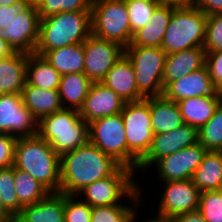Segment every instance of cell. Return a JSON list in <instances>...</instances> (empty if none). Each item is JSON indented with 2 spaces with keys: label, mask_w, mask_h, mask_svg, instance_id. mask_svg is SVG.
<instances>
[{
  "label": "cell",
  "mask_w": 222,
  "mask_h": 222,
  "mask_svg": "<svg viewBox=\"0 0 222 222\" xmlns=\"http://www.w3.org/2000/svg\"><path fill=\"white\" fill-rule=\"evenodd\" d=\"M221 102L222 95H209L182 99L176 103L184 124L199 130L213 116L214 111Z\"/></svg>",
  "instance_id": "24"
},
{
  "label": "cell",
  "mask_w": 222,
  "mask_h": 222,
  "mask_svg": "<svg viewBox=\"0 0 222 222\" xmlns=\"http://www.w3.org/2000/svg\"><path fill=\"white\" fill-rule=\"evenodd\" d=\"M91 24V11L61 12L41 18L34 53L43 56L51 49L83 43L91 34Z\"/></svg>",
  "instance_id": "3"
},
{
  "label": "cell",
  "mask_w": 222,
  "mask_h": 222,
  "mask_svg": "<svg viewBox=\"0 0 222 222\" xmlns=\"http://www.w3.org/2000/svg\"><path fill=\"white\" fill-rule=\"evenodd\" d=\"M42 0H28L29 3L34 4L35 6H37Z\"/></svg>",
  "instance_id": "50"
},
{
  "label": "cell",
  "mask_w": 222,
  "mask_h": 222,
  "mask_svg": "<svg viewBox=\"0 0 222 222\" xmlns=\"http://www.w3.org/2000/svg\"><path fill=\"white\" fill-rule=\"evenodd\" d=\"M206 20L207 15L192 4L174 6L161 48L166 54H172L189 48L203 47Z\"/></svg>",
  "instance_id": "5"
},
{
  "label": "cell",
  "mask_w": 222,
  "mask_h": 222,
  "mask_svg": "<svg viewBox=\"0 0 222 222\" xmlns=\"http://www.w3.org/2000/svg\"><path fill=\"white\" fill-rule=\"evenodd\" d=\"M192 180L200 192L222 190V151H207Z\"/></svg>",
  "instance_id": "29"
},
{
  "label": "cell",
  "mask_w": 222,
  "mask_h": 222,
  "mask_svg": "<svg viewBox=\"0 0 222 222\" xmlns=\"http://www.w3.org/2000/svg\"><path fill=\"white\" fill-rule=\"evenodd\" d=\"M37 8L41 19L61 12L91 11L92 0H42Z\"/></svg>",
  "instance_id": "36"
},
{
  "label": "cell",
  "mask_w": 222,
  "mask_h": 222,
  "mask_svg": "<svg viewBox=\"0 0 222 222\" xmlns=\"http://www.w3.org/2000/svg\"><path fill=\"white\" fill-rule=\"evenodd\" d=\"M205 65L214 87L222 92V50L206 52Z\"/></svg>",
  "instance_id": "40"
},
{
  "label": "cell",
  "mask_w": 222,
  "mask_h": 222,
  "mask_svg": "<svg viewBox=\"0 0 222 222\" xmlns=\"http://www.w3.org/2000/svg\"><path fill=\"white\" fill-rule=\"evenodd\" d=\"M21 96L23 104L37 121L63 109L58 90L41 89L26 83Z\"/></svg>",
  "instance_id": "25"
},
{
  "label": "cell",
  "mask_w": 222,
  "mask_h": 222,
  "mask_svg": "<svg viewBox=\"0 0 222 222\" xmlns=\"http://www.w3.org/2000/svg\"><path fill=\"white\" fill-rule=\"evenodd\" d=\"M15 192L23 205L36 204L43 200L50 191L26 171L14 167Z\"/></svg>",
  "instance_id": "31"
},
{
  "label": "cell",
  "mask_w": 222,
  "mask_h": 222,
  "mask_svg": "<svg viewBox=\"0 0 222 222\" xmlns=\"http://www.w3.org/2000/svg\"><path fill=\"white\" fill-rule=\"evenodd\" d=\"M120 166L88 141L60 156V192L77 195L89 184L112 175Z\"/></svg>",
  "instance_id": "1"
},
{
  "label": "cell",
  "mask_w": 222,
  "mask_h": 222,
  "mask_svg": "<svg viewBox=\"0 0 222 222\" xmlns=\"http://www.w3.org/2000/svg\"><path fill=\"white\" fill-rule=\"evenodd\" d=\"M159 4L173 5V6H187L192 3V0H156Z\"/></svg>",
  "instance_id": "46"
},
{
  "label": "cell",
  "mask_w": 222,
  "mask_h": 222,
  "mask_svg": "<svg viewBox=\"0 0 222 222\" xmlns=\"http://www.w3.org/2000/svg\"><path fill=\"white\" fill-rule=\"evenodd\" d=\"M40 16L37 6L27 2L12 18L6 31L0 29V39L14 51L34 53L39 39Z\"/></svg>",
  "instance_id": "11"
},
{
  "label": "cell",
  "mask_w": 222,
  "mask_h": 222,
  "mask_svg": "<svg viewBox=\"0 0 222 222\" xmlns=\"http://www.w3.org/2000/svg\"><path fill=\"white\" fill-rule=\"evenodd\" d=\"M89 142L129 168V149L121 113L95 119L88 123Z\"/></svg>",
  "instance_id": "10"
},
{
  "label": "cell",
  "mask_w": 222,
  "mask_h": 222,
  "mask_svg": "<svg viewBox=\"0 0 222 222\" xmlns=\"http://www.w3.org/2000/svg\"><path fill=\"white\" fill-rule=\"evenodd\" d=\"M24 5H11L0 7V29L6 31V27Z\"/></svg>",
  "instance_id": "43"
},
{
  "label": "cell",
  "mask_w": 222,
  "mask_h": 222,
  "mask_svg": "<svg viewBox=\"0 0 222 222\" xmlns=\"http://www.w3.org/2000/svg\"><path fill=\"white\" fill-rule=\"evenodd\" d=\"M91 33L126 48L131 43L130 20L124 0H92Z\"/></svg>",
  "instance_id": "8"
},
{
  "label": "cell",
  "mask_w": 222,
  "mask_h": 222,
  "mask_svg": "<svg viewBox=\"0 0 222 222\" xmlns=\"http://www.w3.org/2000/svg\"><path fill=\"white\" fill-rule=\"evenodd\" d=\"M207 149L199 142L193 146L181 149L173 154L162 157L152 166L155 168L160 182L192 179L200 165Z\"/></svg>",
  "instance_id": "14"
},
{
  "label": "cell",
  "mask_w": 222,
  "mask_h": 222,
  "mask_svg": "<svg viewBox=\"0 0 222 222\" xmlns=\"http://www.w3.org/2000/svg\"><path fill=\"white\" fill-rule=\"evenodd\" d=\"M0 222H15V218L4 208L0 199Z\"/></svg>",
  "instance_id": "47"
},
{
  "label": "cell",
  "mask_w": 222,
  "mask_h": 222,
  "mask_svg": "<svg viewBox=\"0 0 222 222\" xmlns=\"http://www.w3.org/2000/svg\"><path fill=\"white\" fill-rule=\"evenodd\" d=\"M14 52L15 51L12 49V47L9 45V43L0 39V59L7 57Z\"/></svg>",
  "instance_id": "45"
},
{
  "label": "cell",
  "mask_w": 222,
  "mask_h": 222,
  "mask_svg": "<svg viewBox=\"0 0 222 222\" xmlns=\"http://www.w3.org/2000/svg\"><path fill=\"white\" fill-rule=\"evenodd\" d=\"M203 48L206 52L222 50V14L207 16Z\"/></svg>",
  "instance_id": "39"
},
{
  "label": "cell",
  "mask_w": 222,
  "mask_h": 222,
  "mask_svg": "<svg viewBox=\"0 0 222 222\" xmlns=\"http://www.w3.org/2000/svg\"><path fill=\"white\" fill-rule=\"evenodd\" d=\"M206 63V50L203 47L185 49L166 54L162 82L164 89L175 80L191 73Z\"/></svg>",
  "instance_id": "19"
},
{
  "label": "cell",
  "mask_w": 222,
  "mask_h": 222,
  "mask_svg": "<svg viewBox=\"0 0 222 222\" xmlns=\"http://www.w3.org/2000/svg\"><path fill=\"white\" fill-rule=\"evenodd\" d=\"M199 143L208 151H222V102L209 121L198 130Z\"/></svg>",
  "instance_id": "33"
},
{
  "label": "cell",
  "mask_w": 222,
  "mask_h": 222,
  "mask_svg": "<svg viewBox=\"0 0 222 222\" xmlns=\"http://www.w3.org/2000/svg\"><path fill=\"white\" fill-rule=\"evenodd\" d=\"M16 140L17 137L10 134L0 135V169L13 166Z\"/></svg>",
  "instance_id": "41"
},
{
  "label": "cell",
  "mask_w": 222,
  "mask_h": 222,
  "mask_svg": "<svg viewBox=\"0 0 222 222\" xmlns=\"http://www.w3.org/2000/svg\"><path fill=\"white\" fill-rule=\"evenodd\" d=\"M124 50L118 43L91 33L83 42L84 73L93 83L102 82L107 72L122 58Z\"/></svg>",
  "instance_id": "13"
},
{
  "label": "cell",
  "mask_w": 222,
  "mask_h": 222,
  "mask_svg": "<svg viewBox=\"0 0 222 222\" xmlns=\"http://www.w3.org/2000/svg\"><path fill=\"white\" fill-rule=\"evenodd\" d=\"M130 20L131 32L145 27L159 5L156 0H124Z\"/></svg>",
  "instance_id": "35"
},
{
  "label": "cell",
  "mask_w": 222,
  "mask_h": 222,
  "mask_svg": "<svg viewBox=\"0 0 222 222\" xmlns=\"http://www.w3.org/2000/svg\"><path fill=\"white\" fill-rule=\"evenodd\" d=\"M135 173L128 167L120 166L107 178L97 180L83 188L77 196L92 207L126 204L132 199H142L143 186L138 184V180L134 177ZM124 198L129 200L126 202Z\"/></svg>",
  "instance_id": "6"
},
{
  "label": "cell",
  "mask_w": 222,
  "mask_h": 222,
  "mask_svg": "<svg viewBox=\"0 0 222 222\" xmlns=\"http://www.w3.org/2000/svg\"><path fill=\"white\" fill-rule=\"evenodd\" d=\"M137 217H138V215H136V216L131 220V222H137V221H136V220H137ZM143 220H144V222H165L164 220L158 219V218H156V217H153V218H152V216H151V218L148 216V220H147V217H146V221H145V218H143Z\"/></svg>",
  "instance_id": "49"
},
{
  "label": "cell",
  "mask_w": 222,
  "mask_h": 222,
  "mask_svg": "<svg viewBox=\"0 0 222 222\" xmlns=\"http://www.w3.org/2000/svg\"><path fill=\"white\" fill-rule=\"evenodd\" d=\"M61 74L42 56L28 54L26 83L46 90H58Z\"/></svg>",
  "instance_id": "28"
},
{
  "label": "cell",
  "mask_w": 222,
  "mask_h": 222,
  "mask_svg": "<svg viewBox=\"0 0 222 222\" xmlns=\"http://www.w3.org/2000/svg\"><path fill=\"white\" fill-rule=\"evenodd\" d=\"M28 54L15 51L0 59V95L20 94L26 84Z\"/></svg>",
  "instance_id": "22"
},
{
  "label": "cell",
  "mask_w": 222,
  "mask_h": 222,
  "mask_svg": "<svg viewBox=\"0 0 222 222\" xmlns=\"http://www.w3.org/2000/svg\"><path fill=\"white\" fill-rule=\"evenodd\" d=\"M0 199L4 208L14 218L24 207L15 192L14 166L0 169Z\"/></svg>",
  "instance_id": "34"
},
{
  "label": "cell",
  "mask_w": 222,
  "mask_h": 222,
  "mask_svg": "<svg viewBox=\"0 0 222 222\" xmlns=\"http://www.w3.org/2000/svg\"><path fill=\"white\" fill-rule=\"evenodd\" d=\"M64 193L50 192L36 204L26 205L15 217V222H65Z\"/></svg>",
  "instance_id": "23"
},
{
  "label": "cell",
  "mask_w": 222,
  "mask_h": 222,
  "mask_svg": "<svg viewBox=\"0 0 222 222\" xmlns=\"http://www.w3.org/2000/svg\"><path fill=\"white\" fill-rule=\"evenodd\" d=\"M124 104L125 102L103 83H92L78 113L85 122L90 123L98 118L121 113Z\"/></svg>",
  "instance_id": "17"
},
{
  "label": "cell",
  "mask_w": 222,
  "mask_h": 222,
  "mask_svg": "<svg viewBox=\"0 0 222 222\" xmlns=\"http://www.w3.org/2000/svg\"><path fill=\"white\" fill-rule=\"evenodd\" d=\"M101 83L112 89L125 103L145 99L138 91L132 64L124 55L107 72Z\"/></svg>",
  "instance_id": "20"
},
{
  "label": "cell",
  "mask_w": 222,
  "mask_h": 222,
  "mask_svg": "<svg viewBox=\"0 0 222 222\" xmlns=\"http://www.w3.org/2000/svg\"><path fill=\"white\" fill-rule=\"evenodd\" d=\"M13 166L26 171L50 192H60V156L38 135L17 138Z\"/></svg>",
  "instance_id": "2"
},
{
  "label": "cell",
  "mask_w": 222,
  "mask_h": 222,
  "mask_svg": "<svg viewBox=\"0 0 222 222\" xmlns=\"http://www.w3.org/2000/svg\"><path fill=\"white\" fill-rule=\"evenodd\" d=\"M198 211L207 222H222V190L201 192Z\"/></svg>",
  "instance_id": "37"
},
{
  "label": "cell",
  "mask_w": 222,
  "mask_h": 222,
  "mask_svg": "<svg viewBox=\"0 0 222 222\" xmlns=\"http://www.w3.org/2000/svg\"><path fill=\"white\" fill-rule=\"evenodd\" d=\"M28 0H0V7L11 5H25Z\"/></svg>",
  "instance_id": "48"
},
{
  "label": "cell",
  "mask_w": 222,
  "mask_h": 222,
  "mask_svg": "<svg viewBox=\"0 0 222 222\" xmlns=\"http://www.w3.org/2000/svg\"><path fill=\"white\" fill-rule=\"evenodd\" d=\"M143 199H132L131 203L92 207L91 222H131L140 209ZM134 204V205H133ZM133 206V207H132Z\"/></svg>",
  "instance_id": "32"
},
{
  "label": "cell",
  "mask_w": 222,
  "mask_h": 222,
  "mask_svg": "<svg viewBox=\"0 0 222 222\" xmlns=\"http://www.w3.org/2000/svg\"><path fill=\"white\" fill-rule=\"evenodd\" d=\"M121 116L129 149V168L136 172L139 162L147 155L154 137L150 98L125 103Z\"/></svg>",
  "instance_id": "7"
},
{
  "label": "cell",
  "mask_w": 222,
  "mask_h": 222,
  "mask_svg": "<svg viewBox=\"0 0 222 222\" xmlns=\"http://www.w3.org/2000/svg\"><path fill=\"white\" fill-rule=\"evenodd\" d=\"M92 206L83 202L77 195L64 194V221L91 222Z\"/></svg>",
  "instance_id": "38"
},
{
  "label": "cell",
  "mask_w": 222,
  "mask_h": 222,
  "mask_svg": "<svg viewBox=\"0 0 222 222\" xmlns=\"http://www.w3.org/2000/svg\"><path fill=\"white\" fill-rule=\"evenodd\" d=\"M156 218L166 220L174 215L198 210L200 191L192 179L162 182ZM158 211V213H157Z\"/></svg>",
  "instance_id": "12"
},
{
  "label": "cell",
  "mask_w": 222,
  "mask_h": 222,
  "mask_svg": "<svg viewBox=\"0 0 222 222\" xmlns=\"http://www.w3.org/2000/svg\"><path fill=\"white\" fill-rule=\"evenodd\" d=\"M124 56L135 71L139 93L144 98L163 96L162 76L166 52L161 47L128 46Z\"/></svg>",
  "instance_id": "9"
},
{
  "label": "cell",
  "mask_w": 222,
  "mask_h": 222,
  "mask_svg": "<svg viewBox=\"0 0 222 222\" xmlns=\"http://www.w3.org/2000/svg\"><path fill=\"white\" fill-rule=\"evenodd\" d=\"M92 83L85 73L61 75L58 93L63 108L79 110Z\"/></svg>",
  "instance_id": "27"
},
{
  "label": "cell",
  "mask_w": 222,
  "mask_h": 222,
  "mask_svg": "<svg viewBox=\"0 0 222 222\" xmlns=\"http://www.w3.org/2000/svg\"><path fill=\"white\" fill-rule=\"evenodd\" d=\"M191 4L200 8L207 16L222 14V0H192Z\"/></svg>",
  "instance_id": "42"
},
{
  "label": "cell",
  "mask_w": 222,
  "mask_h": 222,
  "mask_svg": "<svg viewBox=\"0 0 222 222\" xmlns=\"http://www.w3.org/2000/svg\"><path fill=\"white\" fill-rule=\"evenodd\" d=\"M38 121L25 107L20 94L0 95V133L15 137L37 135Z\"/></svg>",
  "instance_id": "15"
},
{
  "label": "cell",
  "mask_w": 222,
  "mask_h": 222,
  "mask_svg": "<svg viewBox=\"0 0 222 222\" xmlns=\"http://www.w3.org/2000/svg\"><path fill=\"white\" fill-rule=\"evenodd\" d=\"M165 222H207L198 210L174 215L165 220Z\"/></svg>",
  "instance_id": "44"
},
{
  "label": "cell",
  "mask_w": 222,
  "mask_h": 222,
  "mask_svg": "<svg viewBox=\"0 0 222 222\" xmlns=\"http://www.w3.org/2000/svg\"><path fill=\"white\" fill-rule=\"evenodd\" d=\"M173 11V5L159 4L145 27L133 33L129 46L161 47Z\"/></svg>",
  "instance_id": "21"
},
{
  "label": "cell",
  "mask_w": 222,
  "mask_h": 222,
  "mask_svg": "<svg viewBox=\"0 0 222 222\" xmlns=\"http://www.w3.org/2000/svg\"><path fill=\"white\" fill-rule=\"evenodd\" d=\"M199 142L198 129L183 124L173 131L155 134L147 155L139 162L138 171L150 170L152 165L164 156L173 154Z\"/></svg>",
  "instance_id": "16"
},
{
  "label": "cell",
  "mask_w": 222,
  "mask_h": 222,
  "mask_svg": "<svg viewBox=\"0 0 222 222\" xmlns=\"http://www.w3.org/2000/svg\"><path fill=\"white\" fill-rule=\"evenodd\" d=\"M43 57L61 74L84 73L83 43L47 51Z\"/></svg>",
  "instance_id": "30"
},
{
  "label": "cell",
  "mask_w": 222,
  "mask_h": 222,
  "mask_svg": "<svg viewBox=\"0 0 222 222\" xmlns=\"http://www.w3.org/2000/svg\"><path fill=\"white\" fill-rule=\"evenodd\" d=\"M37 135L61 156L89 141L88 123L81 118L78 110L63 108L38 121Z\"/></svg>",
  "instance_id": "4"
},
{
  "label": "cell",
  "mask_w": 222,
  "mask_h": 222,
  "mask_svg": "<svg viewBox=\"0 0 222 222\" xmlns=\"http://www.w3.org/2000/svg\"><path fill=\"white\" fill-rule=\"evenodd\" d=\"M209 95H222V92L214 87L206 65L172 81L163 92L166 99L174 102Z\"/></svg>",
  "instance_id": "18"
},
{
  "label": "cell",
  "mask_w": 222,
  "mask_h": 222,
  "mask_svg": "<svg viewBox=\"0 0 222 222\" xmlns=\"http://www.w3.org/2000/svg\"><path fill=\"white\" fill-rule=\"evenodd\" d=\"M150 112L154 135L173 131L184 124L177 103L164 96L150 97Z\"/></svg>",
  "instance_id": "26"
}]
</instances>
